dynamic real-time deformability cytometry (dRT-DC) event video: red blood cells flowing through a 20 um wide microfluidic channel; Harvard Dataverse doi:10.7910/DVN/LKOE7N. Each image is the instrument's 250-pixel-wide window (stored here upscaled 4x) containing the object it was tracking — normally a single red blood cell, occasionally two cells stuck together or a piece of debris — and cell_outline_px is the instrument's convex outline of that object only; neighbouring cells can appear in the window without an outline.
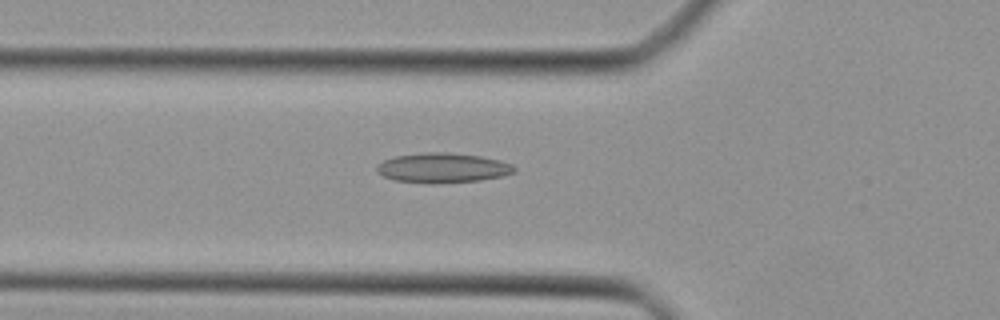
{"species": "Egyptian fruit bat (a non-hibernating species)", "species_latin": "Rousettus aegyptiacus", "temperature_condition": "cold", "stored_images_in_passage": 43, "segment_of_instrument_passage": [1, 2], "camera_frame_rate_fps": 3000, "um_per_image_px": 0.085, "animal": {"sex": "female"}, "frame": {"image": 1, "passage_image": 13, "time_ms": 4.0, "image_size_px": [1000, 320], "cell_outline_px": [[516, 172], [504, 176], [480, 180], [396, 180], [384, 176], [376, 168], [384, 160], [392, 156], [424, 152], [448, 152], [480, 156], [500, 160], [512, 164], [516, 168]], "centroid_in_image_um": [37.71, 14.2], "position_along_channel_um": 88.1, "area_um2": 22.72}}
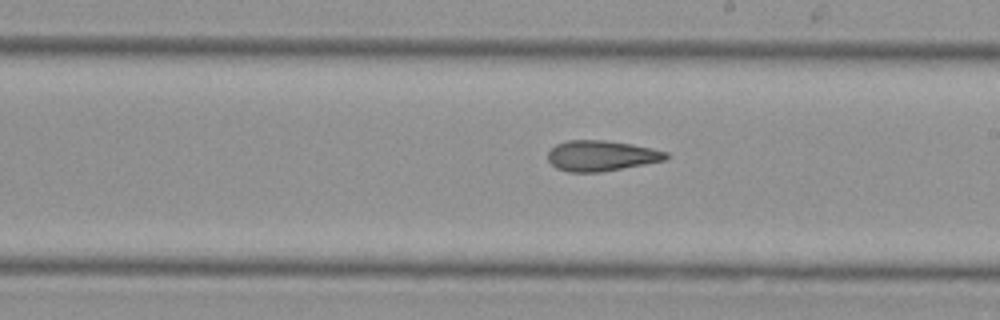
{"frame": {"image": 2, "passage_image": 23, "time_ms": 7.333, "image_size_px": [1000, 320], "cell_outline_px": [[668, 156], [664, 160], [644, 164], [600, 172], [568, 172], [556, 168], [548, 160], [548, 152], [556, 144], [568, 140], [604, 140], [632, 144], [652, 148], [668, 152]], "centroid_in_image_um": [51.09, 13.23], "position_along_channel_um": 237.9, "area_um2": 20.92}}
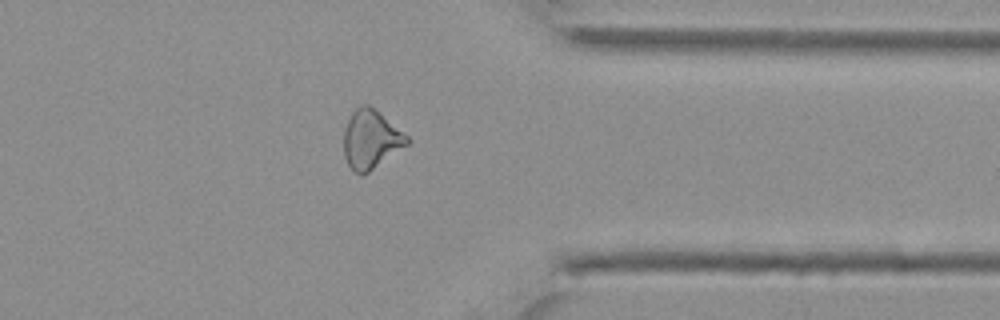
{"frame": {"image": 3, "passage_image": 33, "time_ms": 10.667, "image_size_px": [1000, 320], "cell_outline_px": [[412, 140], [408, 144], [368, 172], [360, 176], [348, 164], [344, 156], [344, 128], [352, 112], [360, 104], [368, 104], [408, 136]], "centroid_in_image_um": [31.51, 11.84], "position_along_channel_um": 379.9, "area_um2": 21.33}}